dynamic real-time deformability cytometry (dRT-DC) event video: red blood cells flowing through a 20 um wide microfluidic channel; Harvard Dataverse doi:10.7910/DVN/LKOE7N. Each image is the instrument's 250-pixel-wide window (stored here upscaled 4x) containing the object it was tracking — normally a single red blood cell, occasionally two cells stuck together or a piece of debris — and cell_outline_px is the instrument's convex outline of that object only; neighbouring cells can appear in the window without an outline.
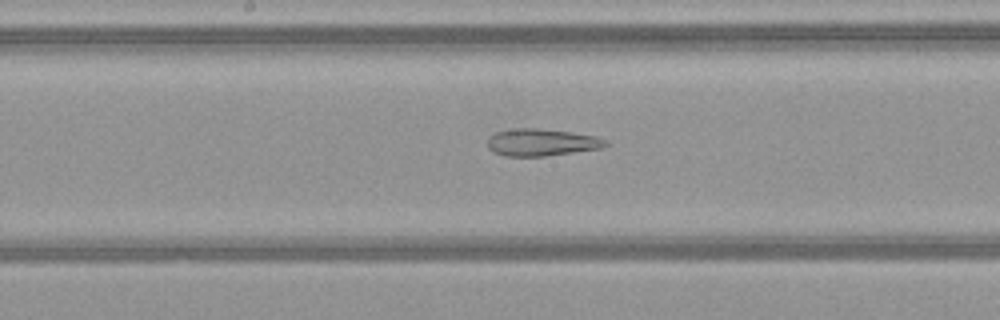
{"species": "common noctule bat (a hibernating species)", "species_latin": "Nyctalus noctula", "temperature_condition": "warm", "stored_images_in_passage": 43, "camera_frame_rate_fps": 3000, "um_per_image_px": 0.085, "animal": {"sex": "female", "body_mass_g": 21.9}, "frame": {"image": 1, "passage_image": 21, "time_ms": 6.667, "image_size_px": [1000, 320], "cell_outline_px": [[612, 144], [600, 148], [544, 156], [504, 156], [492, 152], [488, 148], [488, 136], [496, 132], [516, 128], [540, 128], [572, 132], [596, 136]], "centroid_in_image_um": [46.01, 12.09], "position_along_channel_um": 202.2, "area_um2": 18.73}}
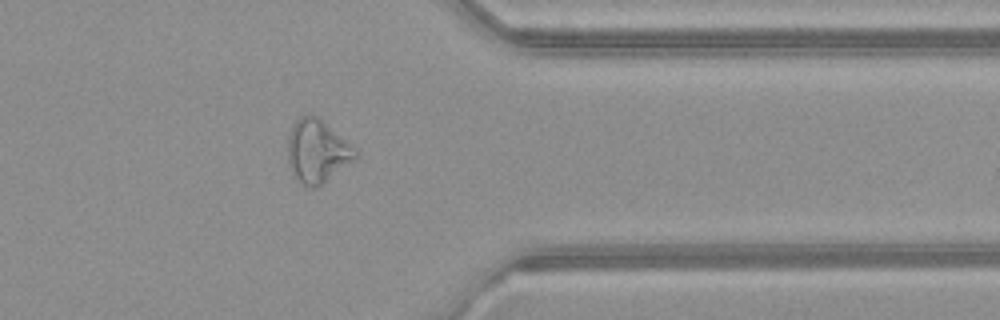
{"frame": {"image": 2, "passage_image": 35, "time_ms": 11.333, "image_size_px": [1000, 320], "cell_outline_px": [[360, 156], [356, 160], [316, 188], [312, 188], [300, 184], [292, 176], [288, 164], [288, 136], [296, 120], [300, 116], [308, 112], [312, 112], [356, 148], [360, 152]], "centroid_in_image_um": [26.97, 12.86], "position_along_channel_um": 384.4, "area_um2": 25.43}}
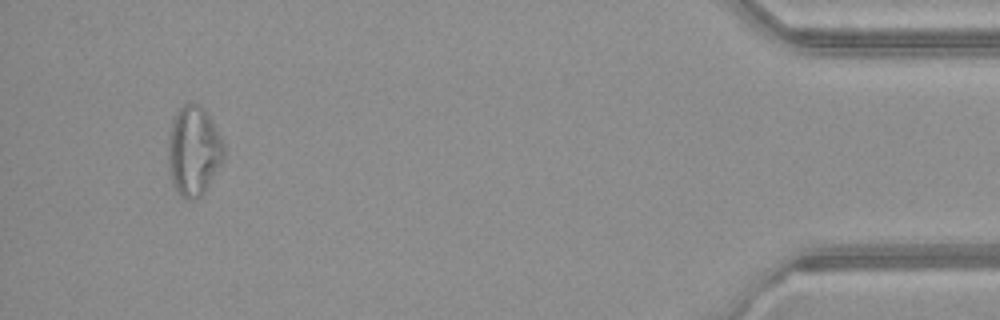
{"frame": {"image": 3, "passage_image": 42, "time_ms": 13.667, "image_size_px": [1000, 320], "cell_outline_px": [[224, 160], [204, 192], [200, 196], [192, 200], [188, 200], [180, 196], [176, 192], [172, 184], [168, 168], [168, 140], [172, 120], [176, 112], [184, 104], [200, 104], [204, 108], [220, 136], [224, 144]], "centroid_in_image_um": [16.44, 12.86], "position_along_channel_um": 418.8, "area_um2": 29.25}}